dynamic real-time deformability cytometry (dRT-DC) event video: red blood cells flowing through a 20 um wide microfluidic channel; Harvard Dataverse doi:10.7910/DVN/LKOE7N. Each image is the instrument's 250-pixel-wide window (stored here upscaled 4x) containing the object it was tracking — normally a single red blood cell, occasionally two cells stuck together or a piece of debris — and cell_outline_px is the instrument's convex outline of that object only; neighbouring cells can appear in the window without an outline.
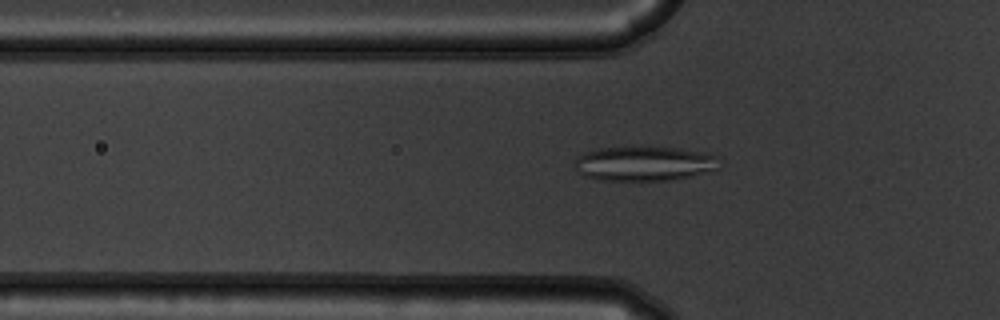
{"species": "common noctule bat (a hibernating species)", "species_latin": "Nyctalus noctula", "temperature_condition": "warm", "stored_images_in_passage": 53, "camera_frame_rate_fps": 3000, "um_per_image_px": 0.085, "animal": {"sex": "male", "body_mass_g": 19.5, "forearm_length_mm": 54.6}, "frame": {"image": 1, "passage_image": 19, "time_ms": 6.0, "image_size_px": [1000, 320], "cell_outline_px": [[720, 168], [688, 176], [668, 180], [596, 180], [584, 176], [572, 164], [576, 156], [584, 152], [600, 148], [640, 144], [680, 148], [704, 152], [720, 156]], "centroid_in_image_um": [54.74, 13.85], "position_along_channel_um": 71.1, "area_um2": 30.23}}
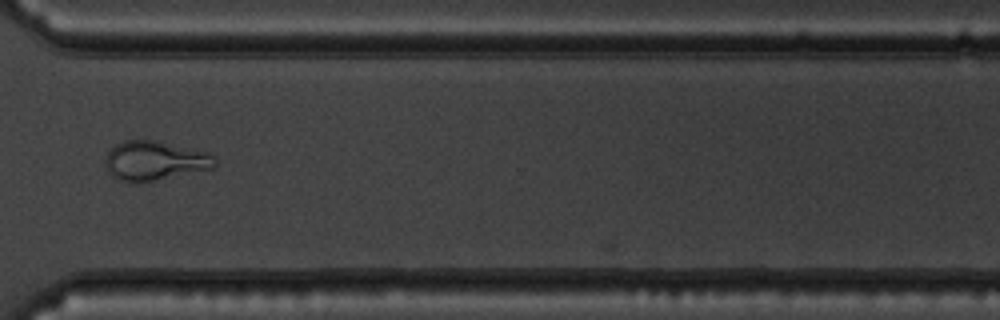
{"frame": {"image": 2, "passage_image": 42, "time_ms": 13.667, "image_size_px": [1000, 320], "cell_outline_px": [[216, 164], [212, 168], [136, 184], [128, 184], [112, 176], [108, 172], [104, 160], [108, 152], [116, 144], [124, 140], [152, 140], [208, 152], [216, 160]], "centroid_in_image_um": [13.09, 13.68], "position_along_channel_um": 357.5, "area_um2": 25.03}}
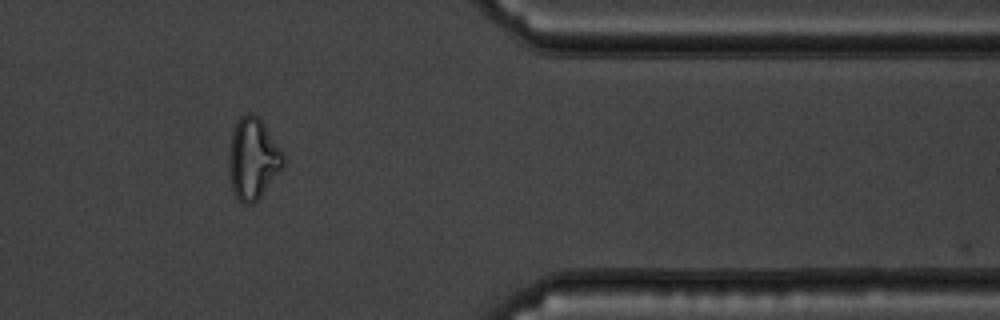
{"frame": {"image": 3, "passage_image": 46, "time_ms": 15.0, "image_size_px": [1000, 320], "cell_outline_px": [[284, 164], [280, 172], [260, 196], [252, 204], [244, 204], [236, 196], [232, 188], [228, 172], [228, 152], [232, 132], [240, 116], [248, 112], [252, 112], [264, 124], [284, 156]], "centroid_in_image_um": [21.47, 13.49], "position_along_channel_um": 389.9, "area_um2": 25.55}}